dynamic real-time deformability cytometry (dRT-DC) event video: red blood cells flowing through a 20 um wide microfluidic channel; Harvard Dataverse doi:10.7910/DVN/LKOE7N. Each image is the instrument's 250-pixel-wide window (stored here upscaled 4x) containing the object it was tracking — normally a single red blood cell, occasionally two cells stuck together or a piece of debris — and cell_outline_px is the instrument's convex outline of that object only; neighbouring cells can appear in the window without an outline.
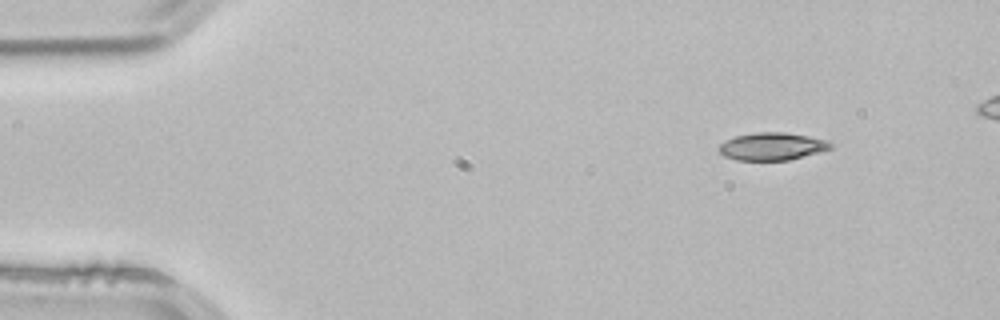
{"species": "common noctule bat (a hibernating species)", "species_latin": "Nyctalus noctula", "temperature_condition": "room temperature", "stored_images_in_passage": 3, "camera_frame_rate_fps": 3000, "um_per_image_px": 0.085, "animal": {"sex": "male", "body_mass_g": 21.5, "forearm_length_mm": 52.0}, "frame": {"image": 1, "passage_image": 1, "time_ms": 0.0, "image_size_px": [1000, 320], "cell_outline_px": [[836, 144], [832, 148], [820, 152], [788, 160], [736, 160], [724, 156], [716, 148], [724, 140], [736, 136], [756, 132], [784, 132], [808, 136], [828, 140]], "centroid_in_image_um": [65.64, 12.44], "position_along_channel_um": 19.4, "area_um2": 18.15}}